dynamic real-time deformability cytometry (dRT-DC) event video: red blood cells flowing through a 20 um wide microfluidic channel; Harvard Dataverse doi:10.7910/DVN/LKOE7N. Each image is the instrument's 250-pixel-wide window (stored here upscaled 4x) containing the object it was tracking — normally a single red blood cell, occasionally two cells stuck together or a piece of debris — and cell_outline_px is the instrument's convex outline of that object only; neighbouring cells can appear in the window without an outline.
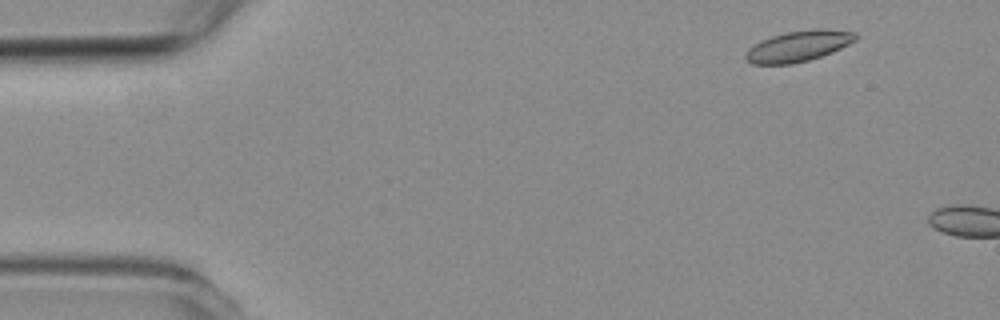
{"species": "common noctule bat (a hibernating species)", "species_latin": "Nyctalus noctula", "temperature_condition": "room temperature", "stored_images_in_passage": 2, "camera_frame_rate_fps": 3000, "um_per_image_px": 0.085, "animal": {"sex": "female", "body_mass_g": 19.3, "forearm_length_mm": 54.1}, "frame": {"image": 1, "passage_image": 1, "time_ms": 0.0, "image_size_px": [1000, 320], "cell_outline_px": [[856, 40], [832, 52], [808, 60], [792, 64], [752, 64], [744, 56], [748, 48], [760, 40], [772, 36], [788, 32], [820, 28], [856, 32]], "centroid_in_image_um": [67.84, 3.92], "position_along_channel_um": 17.2, "area_um2": 19.54}}